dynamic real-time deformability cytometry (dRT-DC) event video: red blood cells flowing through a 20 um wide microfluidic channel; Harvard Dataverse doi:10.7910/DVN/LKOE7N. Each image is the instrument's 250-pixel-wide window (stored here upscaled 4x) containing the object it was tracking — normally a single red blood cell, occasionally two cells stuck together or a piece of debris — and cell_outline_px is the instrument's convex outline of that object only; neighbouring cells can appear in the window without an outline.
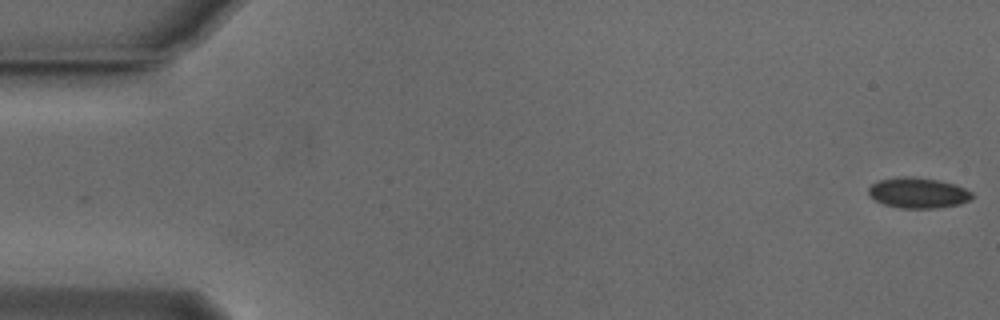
{"species": "Egyptian fruit bat (a non-hibernating species)", "species_latin": "Rousettus aegyptiacus", "temperature_condition": "cold", "stored_images_in_passage": 50, "camera_frame_rate_fps": 3000, "um_per_image_px": 0.085, "animal": {"sex": "male"}, "frame": {"image": 1, "passage_image": 1, "time_ms": 0.0, "image_size_px": [1000, 320], "cell_outline_px": [[976, 196], [960, 204], [936, 208], [900, 208], [884, 204], [876, 200], [868, 192], [868, 188], [872, 184], [880, 180], [896, 176], [912, 176], [940, 180], [964, 188], [972, 192]], "centroid_in_image_um": [78.05, 16.38], "position_along_channel_um": 7.0, "area_um2": 18.44}}
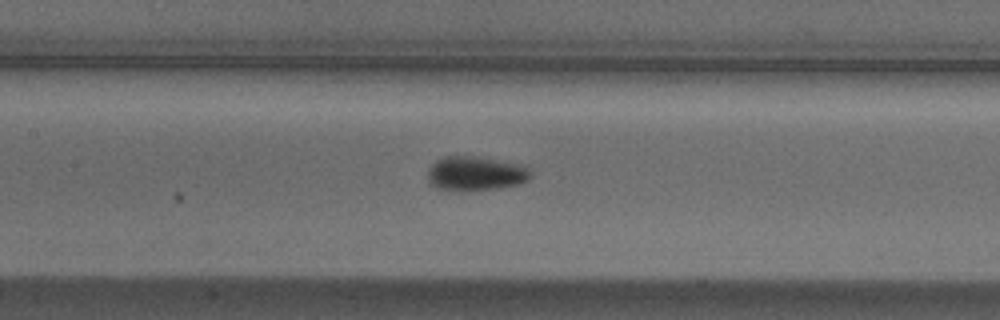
{"frame": {"image": 2, "passage_image": 25, "time_ms": 8.0, "image_size_px": [1000, 320], "cell_outline_px": [[532, 176], [528, 180], [520, 184], [496, 188], [436, 188], [428, 184], [428, 168], [436, 160], [444, 156], [476, 156], [524, 164], [532, 168]], "centroid_in_image_um": [40.49, 14.69], "position_along_channel_um": 166.9, "area_um2": 20.4}}
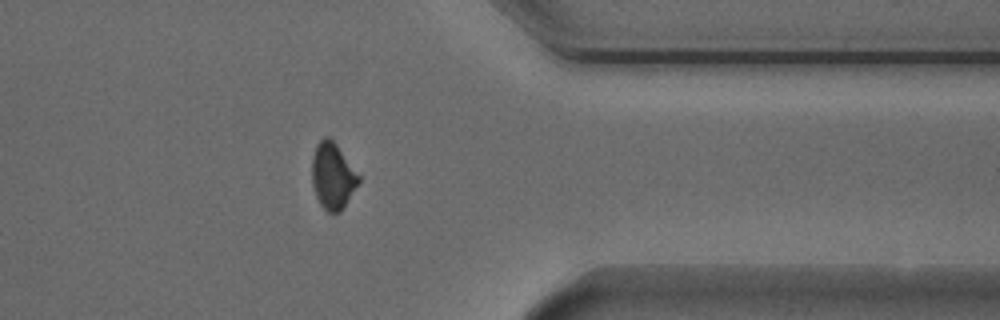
{"frame": {"image": 3, "passage_image": 43, "time_ms": 14.0, "image_size_px": [1000, 320], "cell_outline_px": [[360, 180], [340, 212], [328, 212], [320, 204], [316, 196], [312, 184], [312, 156], [316, 144], [324, 136], [328, 136], [336, 144], [360, 176]], "centroid_in_image_um": [28.25, 14.93], "position_along_channel_um": 383.1, "area_um2": 17.8}, "authors_computed_cell_mechanics": {"area_um2": 18.6405, "velocity_mm_per_s": 3.8259, "shape_relaxation_time_tau1_ms": 1.8753, "shape_relaxation_time_tau2_ms": null, "deformation_change_tau1": 0.0696, "deformation_change_tau2": null}}